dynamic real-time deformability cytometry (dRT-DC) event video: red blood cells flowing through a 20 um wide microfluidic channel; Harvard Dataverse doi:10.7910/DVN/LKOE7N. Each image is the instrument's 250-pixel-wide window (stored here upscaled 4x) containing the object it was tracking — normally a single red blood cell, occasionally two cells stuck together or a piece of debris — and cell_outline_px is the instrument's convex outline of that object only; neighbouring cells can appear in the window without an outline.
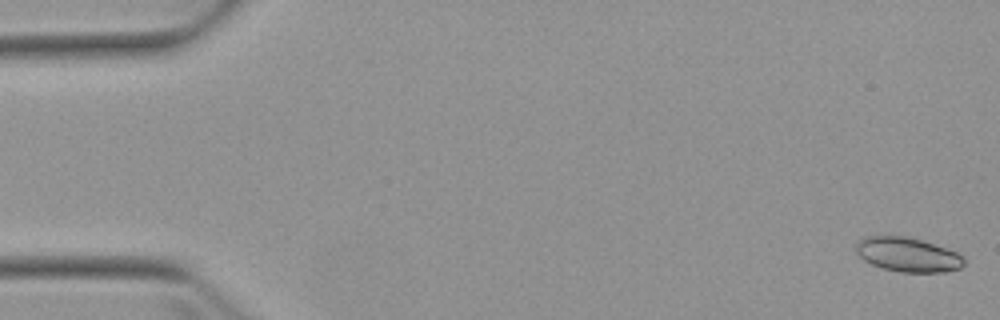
{"species": "Egyptian fruit bat (a non-hibernating species)", "species_latin": "Rousettus aegyptiacus", "temperature_condition": "warm", "stored_images_in_passage": 6, "camera_frame_rate_fps": 3000, "um_per_image_px": 0.085, "animal": {"sex": "female"}, "frame": {"image": 1, "passage_image": 1, "time_ms": 0.0, "image_size_px": [1000, 320], "cell_outline_px": [[964, 264], [960, 268], [944, 272], [900, 272], [884, 268], [872, 264], [864, 260], [856, 252], [856, 240], [864, 236], [908, 236], [956, 252], [964, 260]], "centroid_in_image_um": [77.1, 21.64], "position_along_channel_um": 7.9, "area_um2": 21.39}}
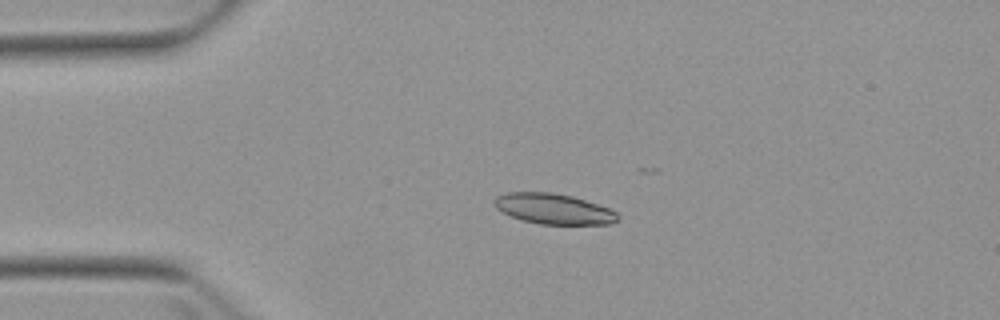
{"frame": {"image": 2, "passage_image": 4, "time_ms": 3.667, "image_size_px": [1000, 320], "cell_outline_px": [[620, 216], [612, 224], [540, 224], [524, 220], [512, 216], [496, 208], [492, 204], [492, 200], [496, 196], [508, 192], [552, 192], [572, 196], [612, 208]], "centroid_in_image_um": [47.07, 17.74], "position_along_channel_um": 37.9, "area_um2": 22.02}}
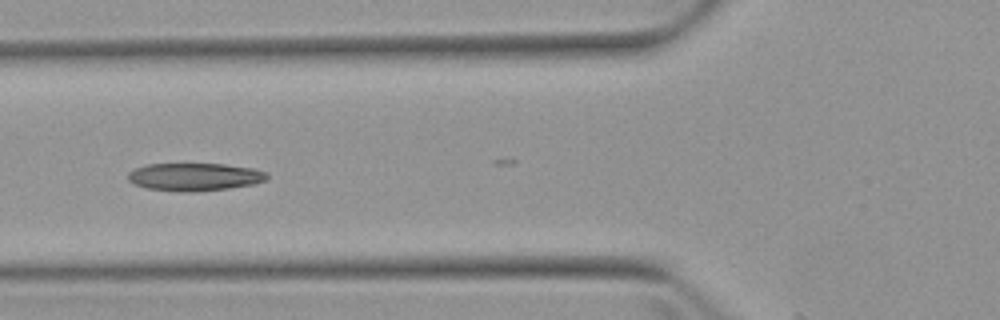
{"frame": {"image": 3, "passage_image": 6, "time_ms": 6.333, "image_size_px": [1000, 320], "cell_outline_px": [[268, 180], [256, 184], [228, 188], [192, 192], [180, 192], [148, 188], [132, 184], [128, 180], [128, 172], [136, 168], [148, 164], [224, 164], [252, 168], [264, 172], [268, 176]], "centroid_in_image_um": [16.54, 15.04], "position_along_channel_um": 109.3, "area_um2": 22.54}}